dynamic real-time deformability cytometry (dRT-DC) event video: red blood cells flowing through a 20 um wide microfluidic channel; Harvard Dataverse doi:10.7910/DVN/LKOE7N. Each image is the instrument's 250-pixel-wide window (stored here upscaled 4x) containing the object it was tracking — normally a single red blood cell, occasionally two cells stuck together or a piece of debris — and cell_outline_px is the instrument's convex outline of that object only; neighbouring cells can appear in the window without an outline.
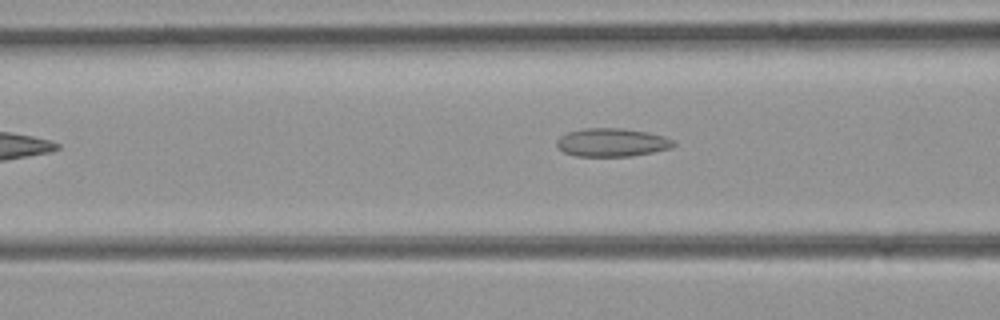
{"species": "common noctule bat (a hibernating species)", "species_latin": "Nyctalus noctula", "temperature_condition": "room temperature", "stored_images_in_passage": 37, "camera_frame_rate_fps": 3000, "um_per_image_px": 0.085, "animal": {"sex": "female", "body_mass_g": 21.9}, "frame": {"image": 1, "passage_image": 6, "time_ms": 1.667, "image_size_px": [1000, 320], "cell_outline_px": [[676, 144], [672, 148], [632, 156], [576, 156], [564, 152], [556, 148], [556, 140], [560, 136], [568, 132], [584, 128], [620, 128], [648, 132], [664, 136], [672, 140]], "centroid_in_image_um": [51.99, 12.11], "position_along_channel_um": 114.6, "area_um2": 19.36}}
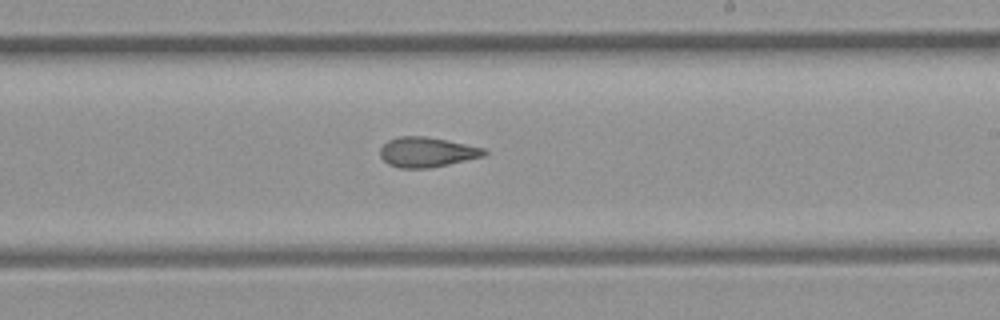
{"frame": {"image": 2, "passage_image": 16, "time_ms": 5.0, "image_size_px": [1000, 320], "cell_outline_px": [[488, 152], [484, 156], [448, 164], [428, 168], [400, 168], [388, 164], [380, 156], [380, 148], [388, 140], [400, 136], [424, 136], [484, 148]], "centroid_in_image_um": [36.26, 12.93], "position_along_channel_um": 252.7, "area_um2": 17.92}}
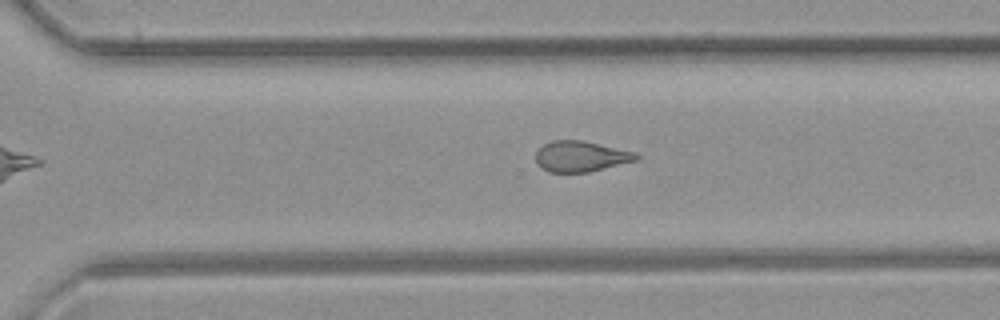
{"frame": {"image": 3, "passage_image": 21, "time_ms": 6.667, "image_size_px": [1000, 320], "cell_outline_px": [[640, 160], [588, 172], [548, 172], [540, 168], [536, 164], [536, 152], [544, 144], [552, 140], [580, 140], [636, 152], [640, 156]], "centroid_in_image_um": [49.38, 13.3], "position_along_channel_um": 321.2, "area_um2": 18.09}}